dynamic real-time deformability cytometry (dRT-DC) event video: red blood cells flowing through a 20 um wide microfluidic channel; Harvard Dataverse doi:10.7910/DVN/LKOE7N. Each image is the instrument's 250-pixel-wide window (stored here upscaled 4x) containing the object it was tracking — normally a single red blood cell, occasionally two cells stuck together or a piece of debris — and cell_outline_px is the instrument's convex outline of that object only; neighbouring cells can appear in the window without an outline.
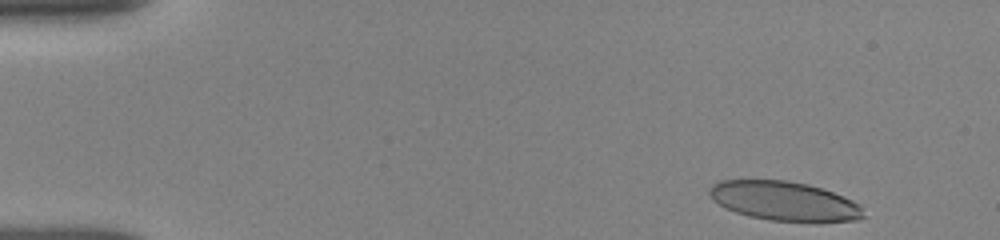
{"species": "human", "species_latin": "Homo sapiens", "temperature_condition": "room temperature", "stored_images_in_passage": 45, "camera_frame_rate_fps": 3000, "um_per_image_px": 0.085, "donor": {"sex": "female"}, "frame": {"image": 1, "passage_image": 2, "time_ms": 0.333, "image_size_px": [1000, 240], "cell_outline_px": [[864, 216], [856, 220], [768, 220], [748, 216], [724, 208], [712, 200], [708, 196], [708, 192], [712, 184], [720, 180], [788, 180], [808, 184], [832, 192], [852, 200], [860, 204]], "centroid_in_image_um": [66.57, 17.06], "position_along_channel_um": 18.4, "area_um2": 34.8}}
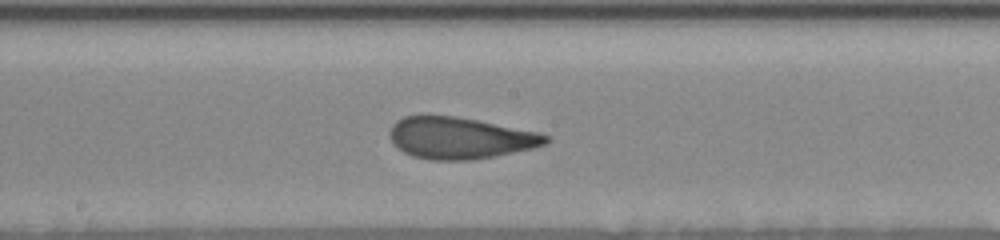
{"frame": {"image": 2, "passage_image": 24, "time_ms": 8.0, "image_size_px": [1000, 240], "cell_outline_px": [[552, 140], [544, 144], [532, 148], [496, 156], [468, 160], [432, 160], [412, 156], [396, 148], [388, 136], [392, 124], [396, 120], [404, 116], [424, 112], [456, 116], [540, 132], [548, 136]], "centroid_in_image_um": [39.03, 11.69], "position_along_channel_um": 209.2, "area_um2": 38.67}}
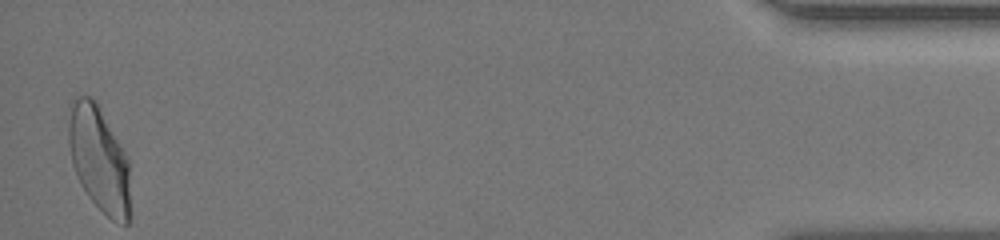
{"frame": {"image": 3, "passage_image": 45, "time_ms": 15.667, "image_size_px": [1000, 240], "cell_outline_px": [[128, 224], [124, 224], [112, 220], [88, 196], [80, 184], [76, 176], [72, 164], [68, 140], [68, 104], [76, 96], [92, 96], [96, 100], [124, 152], [128, 160]], "centroid_in_image_um": [8.35, 13.44], "position_along_channel_um": 426.8, "area_um2": 37.57}, "authors_computed_cell_mechanics": {"area_um2": 37.6278, "velocity_mm_per_s": 3.884, "shape_relaxation_time_tau1_ms": 5.9474, "shape_relaxation_time_tau2_ms": 1.1798, "deformation_change_tau1": 0.2112, "deformation_change_tau2": 0.0943}}